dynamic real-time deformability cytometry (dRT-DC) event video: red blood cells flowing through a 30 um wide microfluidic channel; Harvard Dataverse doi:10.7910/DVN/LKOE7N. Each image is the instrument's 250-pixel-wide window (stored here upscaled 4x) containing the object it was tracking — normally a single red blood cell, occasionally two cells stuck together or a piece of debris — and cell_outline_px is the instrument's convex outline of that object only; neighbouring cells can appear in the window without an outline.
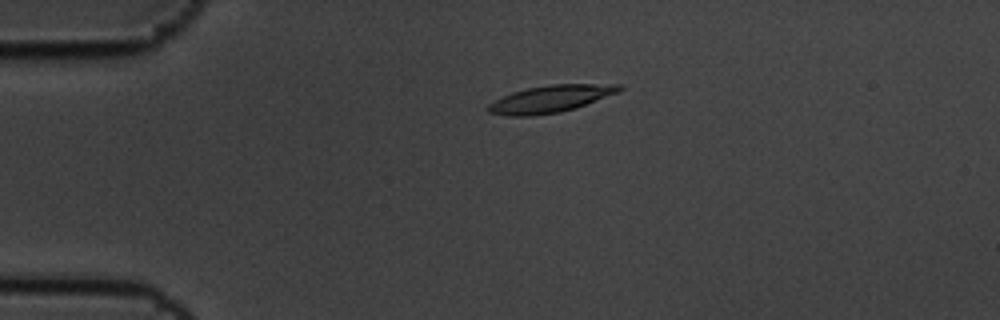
{"species": "common noctule bat (a hibernating species)", "species_latin": "Nyctalus noctula", "temperature_condition": "cold", "stored_images_in_passage": 5, "camera_frame_rate_fps": 3000, "um_per_image_px": 0.085, "animal": {"sex": "male", "body_mass_g": 19.5, "forearm_length_mm": 54.6}, "frame": {"image": 1, "passage_image": 4, "time_ms": 1.0, "image_size_px": [1000, 320], "cell_outline_px": [[624, 88], [620, 92], [576, 108], [560, 112], [532, 116], [508, 116], [488, 112], [484, 108], [488, 104], [512, 92], [528, 88], [548, 84], [624, 84]], "centroid_in_image_um": [46.82, 8.4], "position_along_channel_um": 38.2, "area_um2": 20.92}}